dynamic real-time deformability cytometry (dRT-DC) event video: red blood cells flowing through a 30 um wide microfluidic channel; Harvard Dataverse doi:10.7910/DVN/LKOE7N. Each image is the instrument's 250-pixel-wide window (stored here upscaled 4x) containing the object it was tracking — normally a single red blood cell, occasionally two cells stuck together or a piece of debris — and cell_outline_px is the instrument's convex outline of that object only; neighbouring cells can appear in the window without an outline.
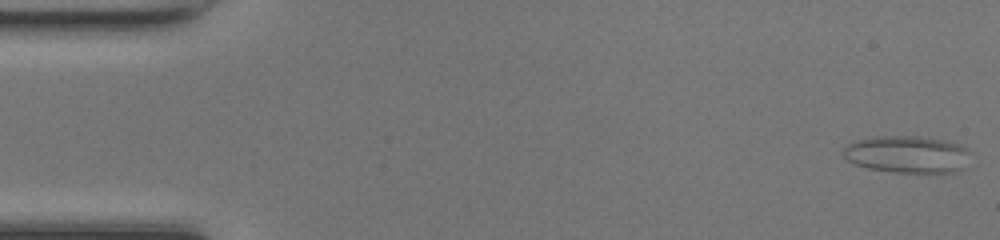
{"species": "common noctule bat (a hibernating species)", "species_latin": "Nyctalus noctula", "temperature_condition": "room temperature", "stored_images_in_passage": 48, "camera_frame_rate_fps": 3000, "um_per_image_px": 0.085, "animal": {"sex": "female", "body_mass_g": 17.0, "forearm_length_mm": 48.0}, "frame": {"image": 1, "passage_image": 1, "time_ms": 0.0, "image_size_px": [1000, 240], "cell_outline_px": [[972, 152], [964, 168], [956, 172], [896, 172], [868, 168], [856, 164], [848, 160], [844, 156], [844, 148], [848, 144], [856, 140], [876, 136], [916, 136], [944, 140], [960, 144], [968, 148]], "centroid_in_image_um": [77.17, 13.11], "position_along_channel_um": 7.8, "area_um2": 27.57}}
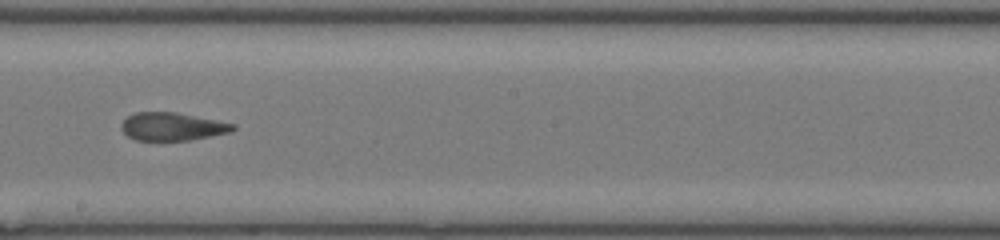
{"frame": {"image": 2, "passage_image": 27, "time_ms": 8.667, "image_size_px": [1000, 240], "cell_outline_px": [[236, 128], [228, 132], [188, 140], [136, 140], [128, 136], [120, 128], [120, 124], [128, 116], [136, 112], [176, 112], [236, 124]], "centroid_in_image_um": [14.6, 10.75], "position_along_channel_um": 233.6, "area_um2": 17.98}}
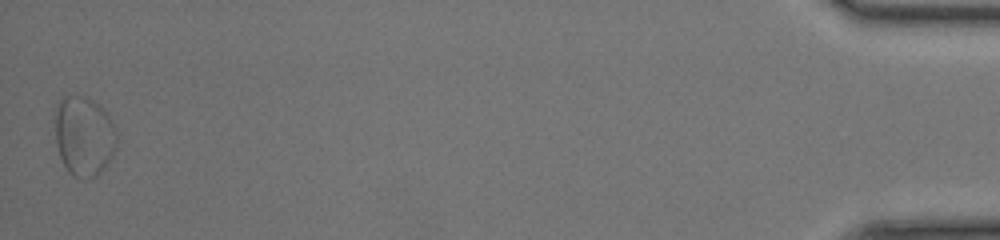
{"frame": {"image": 3, "passage_image": 48, "time_ms": 15.667, "image_size_px": [1000, 240], "cell_outline_px": [[116, 148], [112, 156], [104, 168], [96, 176], [84, 180], [72, 176], [68, 172], [60, 156], [56, 144], [56, 104], [64, 96], [88, 96], [104, 108], [116, 128]], "centroid_in_image_um": [7.15, 11.57], "position_along_channel_um": 428.0, "area_um2": 28.96}, "authors_computed_cell_mechanics": {"area_um2": 19.7965, "velocity_mm_per_s": 4.2388, "shape_relaxation_time_tau1_ms": null, "shape_relaxation_time_tau2_ms": 2.7517, "deformation_change_tau1": null, "deformation_change_tau2": 0.1099}}